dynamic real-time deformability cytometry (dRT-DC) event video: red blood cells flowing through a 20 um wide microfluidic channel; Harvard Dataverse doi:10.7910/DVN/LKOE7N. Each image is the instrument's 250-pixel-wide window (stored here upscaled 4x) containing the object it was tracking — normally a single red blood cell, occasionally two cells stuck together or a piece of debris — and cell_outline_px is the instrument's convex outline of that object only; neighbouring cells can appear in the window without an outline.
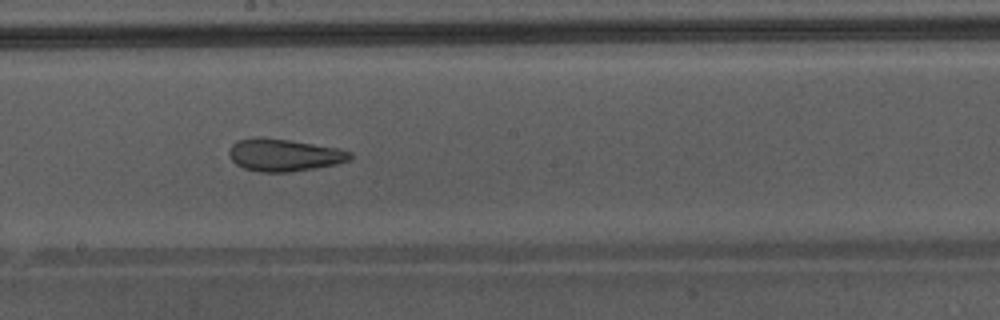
{"species": "Egyptian fruit bat (a non-hibernating species)", "species_latin": "Rousettus aegyptiacus", "temperature_condition": "warm", "stored_images_in_passage": 48, "camera_frame_rate_fps": 3000, "um_per_image_px": 0.085, "animal": {"sex": "male"}, "frame": {"image": 1, "passage_image": 28, "time_ms": 9.0, "image_size_px": [1000, 320], "cell_outline_px": [[352, 156], [348, 160], [336, 164], [316, 168], [292, 172], [260, 172], [244, 168], [236, 164], [232, 160], [228, 152], [232, 144], [236, 140], [256, 136], [260, 136], [288, 140], [340, 148], [352, 152]], "centroid_in_image_um": [24.13, 13.17], "position_along_channel_um": 224.1, "area_um2": 23.0}, "authors_computed_cell_mechanics": {"area_um2": 27.2238, "velocity_mm_per_s": 4.3456, "shape_relaxation_time_tau1_ms": null, "shape_relaxation_time_tau2_ms": 1.2515, "deformation_change_tau1": null, "deformation_change_tau2": 0.1003}}